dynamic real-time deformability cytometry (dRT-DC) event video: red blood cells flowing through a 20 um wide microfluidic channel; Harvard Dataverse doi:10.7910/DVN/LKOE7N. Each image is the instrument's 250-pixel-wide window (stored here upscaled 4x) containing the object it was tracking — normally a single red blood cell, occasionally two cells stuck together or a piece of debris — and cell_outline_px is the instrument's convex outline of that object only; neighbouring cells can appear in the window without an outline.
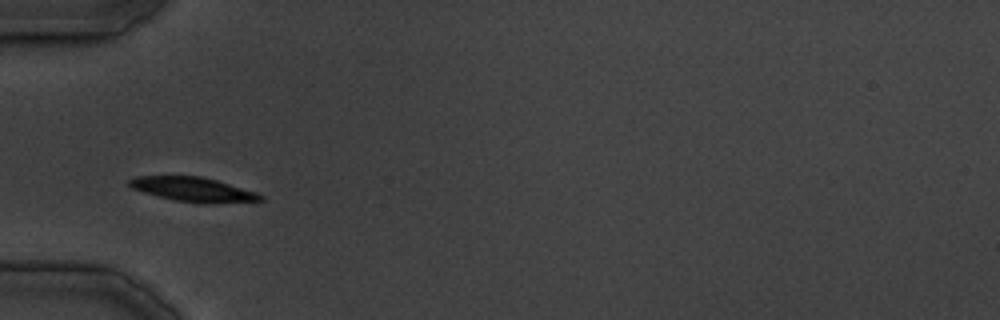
{"species": "common noctule bat (a hibernating species)", "species_latin": "Nyctalus noctula", "temperature_condition": "cold", "stored_images_in_passage": 28, "camera_frame_rate_fps": 3000, "um_per_image_px": 0.085, "animal": {"sex": "male", "body_mass_g": 19.5, "forearm_length_mm": 54.6}, "frame": {"image": 1, "passage_image": 1, "time_ms": 0.0, "image_size_px": [1000, 320], "cell_outline_px": [[264, 200], [212, 204], [200, 204], [176, 200], [144, 192], [132, 188], [128, 184], [128, 180], [136, 176], [200, 176], [216, 180], [256, 192], [264, 196]], "centroid_in_image_um": [16.44, 16.11], "position_along_channel_um": 68.6, "area_um2": 18.55}}
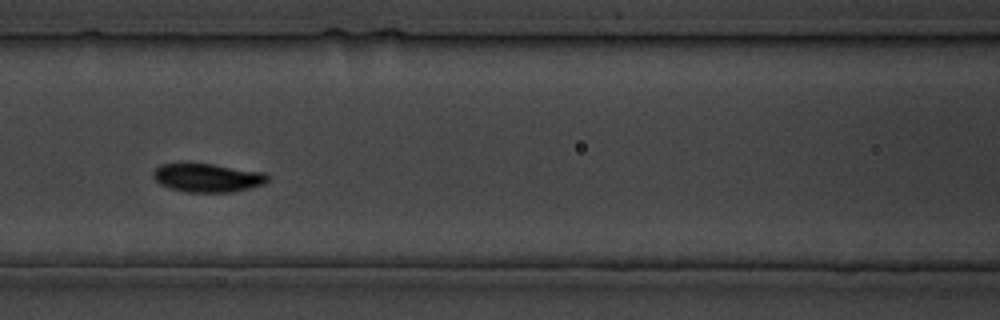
{"frame": {"image": 2, "passage_image": 6, "time_ms": 5.667, "image_size_px": [1000, 320], "cell_outline_px": [[268, 180], [264, 184], [232, 192], [184, 192], [168, 188], [160, 184], [152, 176], [152, 172], [160, 164], [212, 164], [264, 172], [268, 176]], "centroid_in_image_um": [17.61, 15.12], "position_along_channel_um": 149.0, "area_um2": 18.96}}
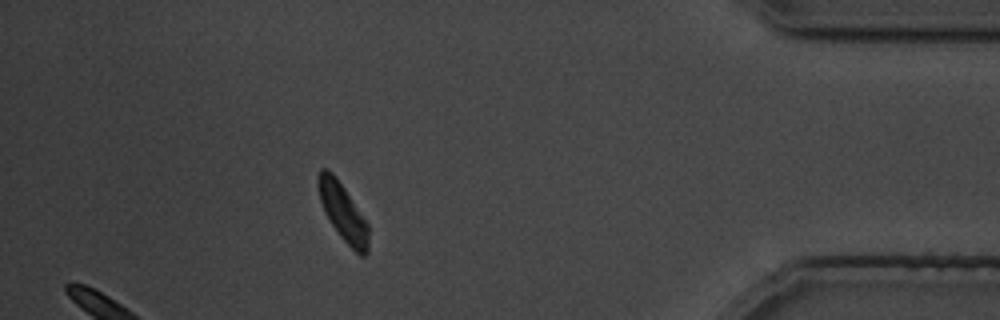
{"frame": {"image": 3, "passage_image": 24, "time_ms": 26.333, "image_size_px": [1000, 320], "cell_outline_px": [[368, 252], [364, 256], [360, 256], [340, 236], [324, 212], [320, 200], [316, 184], [316, 176], [320, 168], [328, 168], [332, 172], [344, 188], [368, 224]], "centroid_in_image_um": [29.11, 17.99], "position_along_channel_um": 406.1, "area_um2": 16.76}}